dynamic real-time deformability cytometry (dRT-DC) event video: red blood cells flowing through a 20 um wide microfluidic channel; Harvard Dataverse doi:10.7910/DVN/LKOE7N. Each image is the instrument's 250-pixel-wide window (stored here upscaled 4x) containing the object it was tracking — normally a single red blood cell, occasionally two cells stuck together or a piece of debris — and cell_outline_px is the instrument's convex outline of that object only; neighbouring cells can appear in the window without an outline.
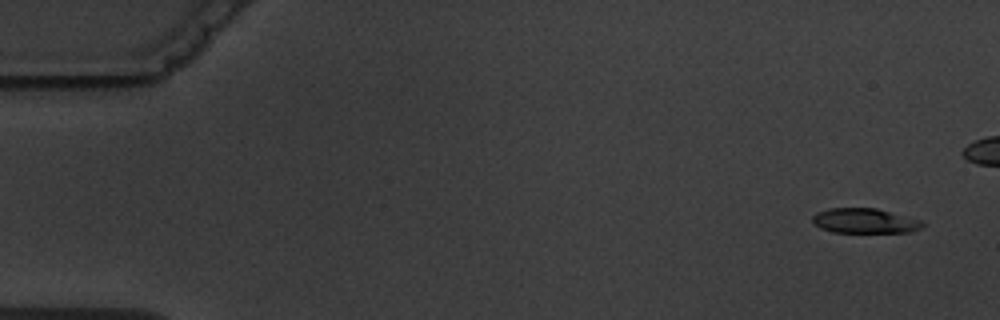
{"species": "common noctule bat (a hibernating species)", "species_latin": "Nyctalus noctula", "temperature_condition": "warm", "stored_images_in_passage": 6, "camera_frame_rate_fps": 3000, "um_per_image_px": 0.085, "animal": {"sex": "male", "body_mass_g": 19.5, "forearm_length_mm": 54.6}, "frame": {"image": 1, "passage_image": 1, "time_ms": 0.0, "image_size_px": [1000, 320], "cell_outline_px": [[928, 224], [924, 228], [912, 232], [832, 232], [820, 228], [812, 220], [812, 216], [816, 212], [828, 208], [876, 208], [924, 220]], "centroid_in_image_um": [73.59, 18.77], "position_along_channel_um": 11.4, "area_um2": 16.3}}
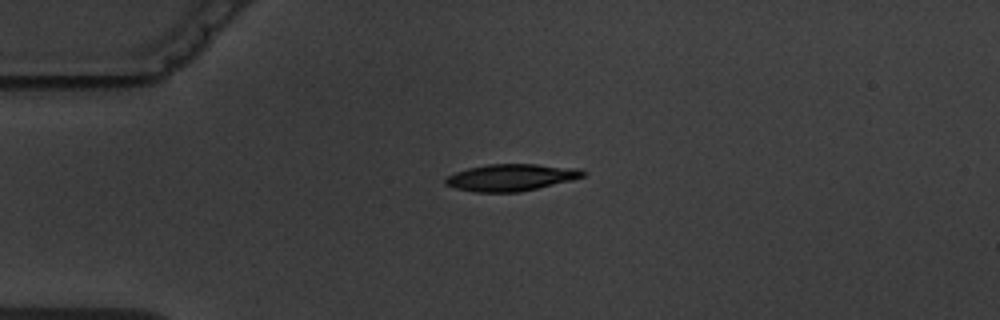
{"frame": {"image": 2, "passage_image": 6, "time_ms": 6.0, "image_size_px": [1000, 320], "cell_outline_px": [[588, 172], [584, 176], [572, 180], [520, 192], [476, 192], [456, 188], [444, 184], [444, 180], [448, 176], [456, 172], [468, 168], [488, 164], [536, 164], [580, 168]], "centroid_in_image_um": [43.47, 15.08], "position_along_channel_um": 41.5, "area_um2": 21.56}}